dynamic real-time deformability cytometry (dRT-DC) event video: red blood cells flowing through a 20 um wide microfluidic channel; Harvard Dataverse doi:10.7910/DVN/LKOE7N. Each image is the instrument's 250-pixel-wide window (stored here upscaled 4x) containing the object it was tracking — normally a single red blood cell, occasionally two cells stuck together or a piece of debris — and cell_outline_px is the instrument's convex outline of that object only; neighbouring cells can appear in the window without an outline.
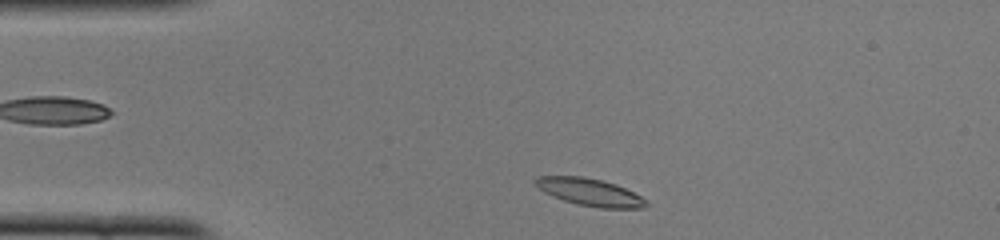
{"species": "common noctule bat (a hibernating species)", "species_latin": "Nyctalus noctula", "temperature_condition": "cold", "stored_images_in_passage": 42, "camera_frame_rate_fps": 3000, "um_per_image_px": 0.085, "animal": {"sex": "female", "body_mass_g": 22.0, "forearm_length_mm": 56.7}, "frame": {"image": 1, "passage_image": 2, "time_ms": 0.333, "image_size_px": [1000, 240], "cell_outline_px": [[648, 204], [644, 208], [600, 208], [580, 204], [564, 200], [552, 196], [544, 192], [532, 184], [532, 180], [536, 176], [580, 176], [600, 180], [616, 184], [648, 200]], "centroid_in_image_um": [50.09, 16.32], "position_along_channel_um": 34.9, "area_um2": 17.63}}
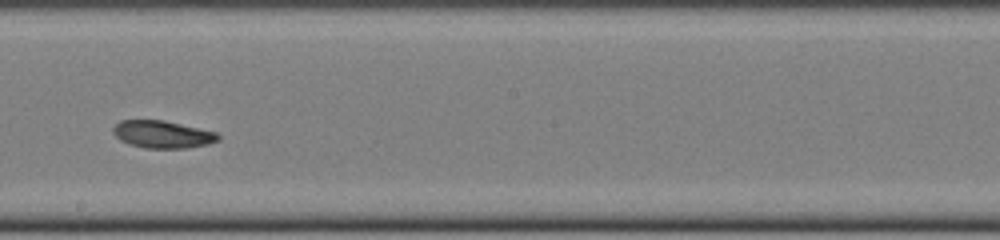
{"frame": {"image": 2, "passage_image": 20, "time_ms": 6.333, "image_size_px": [1000, 240], "cell_outline_px": [[220, 140], [208, 144], [188, 148], [144, 148], [128, 144], [120, 140], [112, 132], [112, 128], [120, 120], [164, 120], [216, 132], [220, 136]], "centroid_in_image_um": [13.8, 11.42], "position_along_channel_um": 234.4, "area_um2": 16.88}}
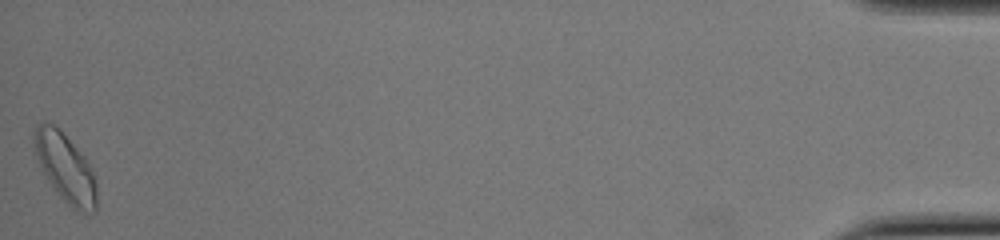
{"frame": {"image": 3, "passage_image": 42, "time_ms": 13.667, "image_size_px": [1000, 240], "cell_outline_px": [[96, 212], [84, 216], [72, 208], [52, 188], [44, 176], [32, 152], [32, 136], [36, 124], [44, 120], [52, 124], [76, 148], [88, 164], [92, 172], [96, 184]], "centroid_in_image_um": [5.48, 14.3], "position_along_channel_um": 429.7, "area_um2": 25.32}, "authors_computed_cell_mechanics": {"area_um2": 17.6001, "velocity_mm_per_s": 3.9552, "shape_relaxation_time_tau1_ms": 3.6396, "shape_relaxation_time_tau2_ms": null, "deformation_change_tau1": 0.1221, "deformation_change_tau2": null}}